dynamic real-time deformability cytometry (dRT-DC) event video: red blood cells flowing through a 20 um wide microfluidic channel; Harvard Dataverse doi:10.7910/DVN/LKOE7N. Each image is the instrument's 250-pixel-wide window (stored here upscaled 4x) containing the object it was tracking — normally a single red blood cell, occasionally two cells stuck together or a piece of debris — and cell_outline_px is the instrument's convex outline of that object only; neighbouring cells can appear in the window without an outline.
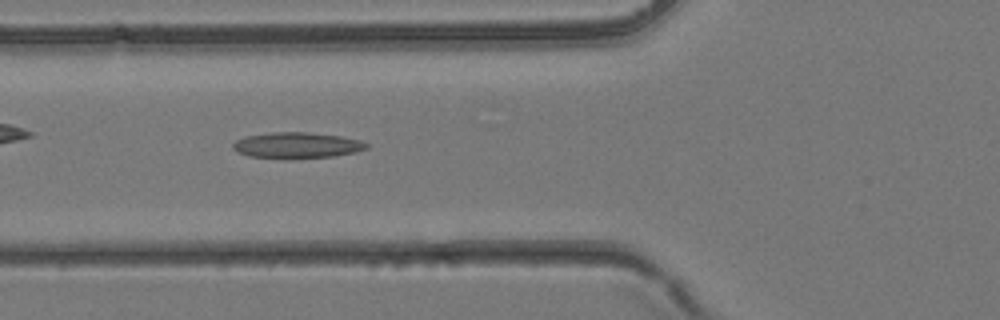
{"species": "common noctule bat (a hibernating species)", "species_latin": "Nyctalus noctula", "temperature_condition": "room temperature", "stored_images_in_passage": 38, "camera_frame_rate_fps": 3000, "um_per_image_px": 0.085, "animal": {"sex": "female", "body_mass_g": 24.6, "forearm_length_mm": 56.2}, "frame": {"image": 1, "passage_image": 14, "time_ms": 4.333, "image_size_px": [1000, 320], "cell_outline_px": [[368, 148], [356, 152], [332, 156], [288, 160], [284, 160], [248, 156], [236, 152], [232, 148], [232, 144], [236, 140], [244, 136], [272, 132], [308, 132], [340, 136], [360, 140], [368, 144]], "centroid_in_image_um": [25.18, 12.37], "position_along_channel_um": 100.6, "area_um2": 20.69}}
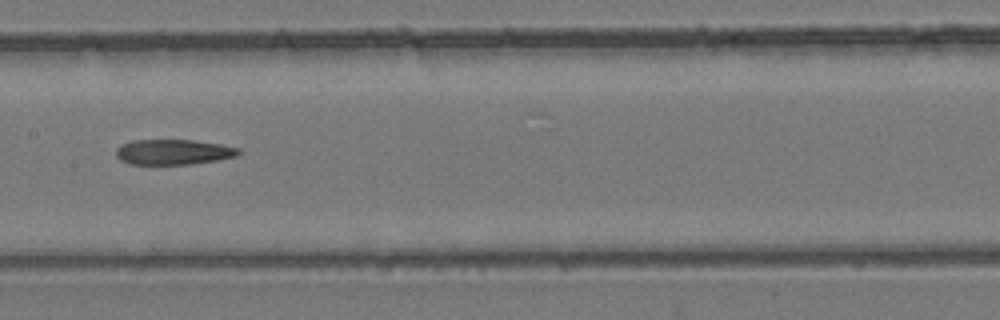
{"frame": {"image": 2, "passage_image": 19, "time_ms": 6.0, "image_size_px": [1000, 320], "cell_outline_px": [[244, 152], [236, 156], [216, 160], [192, 164], [128, 164], [120, 160], [116, 156], [116, 148], [132, 140], [192, 140], [220, 144], [240, 148]], "centroid_in_image_um": [14.76, 12.92], "position_along_channel_um": 192.6, "area_um2": 18.09}}
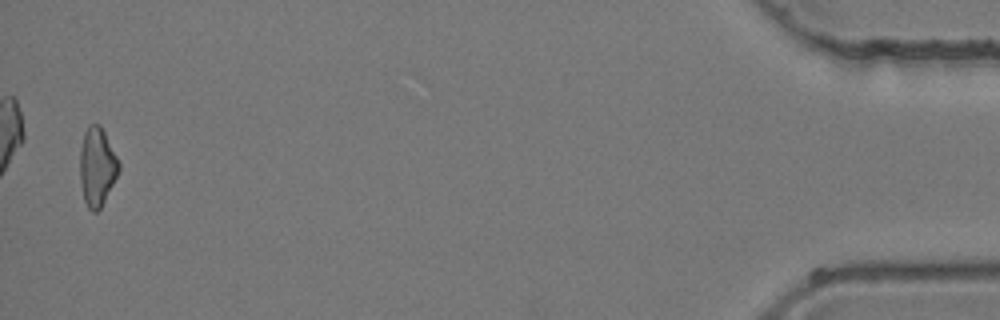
{"frame": {"image": 3, "passage_image": 37, "time_ms": 12.0, "image_size_px": [1000, 320], "cell_outline_px": [[120, 168], [100, 208], [96, 212], [92, 212], [88, 208], [84, 200], [80, 180], [80, 148], [84, 132], [88, 124], [100, 124], [120, 164]], "centroid_in_image_um": [8.22, 14.15], "position_along_channel_um": 427.0, "area_um2": 17.51}}